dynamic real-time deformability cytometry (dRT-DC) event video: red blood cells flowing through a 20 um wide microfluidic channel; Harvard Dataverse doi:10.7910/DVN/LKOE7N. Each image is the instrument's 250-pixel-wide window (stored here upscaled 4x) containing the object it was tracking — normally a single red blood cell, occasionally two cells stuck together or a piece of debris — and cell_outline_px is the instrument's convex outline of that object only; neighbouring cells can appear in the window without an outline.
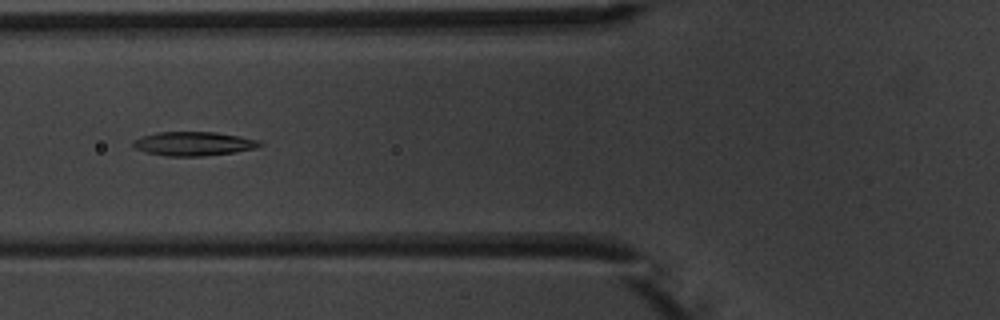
{"species": "common noctule bat (a hibernating species)", "species_latin": "Nyctalus noctula", "temperature_condition": "warm", "stored_images_in_passage": 8, "camera_frame_rate_fps": 3000, "um_per_image_px": 0.085, "animal": {"sex": "male", "body_mass_g": 20.1, "forearm_length_mm": 53.5}, "frame": {"image": 1, "passage_image": 6, "time_ms": 5.667, "image_size_px": [1000, 320], "cell_outline_px": [[264, 144], [256, 148], [236, 152], [200, 156], [168, 156], [144, 152], [132, 148], [132, 144], [140, 136], [156, 132], [216, 132], [240, 136], [260, 140]], "centroid_in_image_um": [16.45, 12.21], "position_along_channel_um": 109.3, "area_um2": 17.86}}
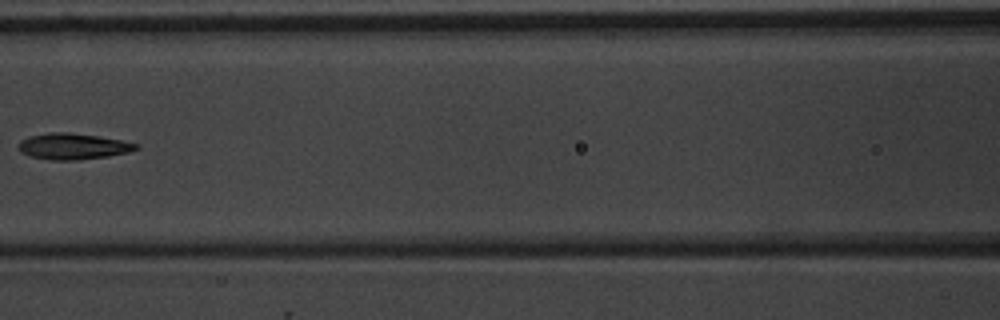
{"frame": {"image": 2, "passage_image": 7, "time_ms": 7.0, "image_size_px": [1000, 320], "cell_outline_px": [[140, 148], [128, 152], [108, 156], [80, 160], [52, 160], [32, 156], [20, 152], [16, 148], [20, 140], [28, 136], [52, 132], [68, 132], [96, 136], [120, 140], [140, 144]], "centroid_in_image_um": [6.18, 12.44], "position_along_channel_um": 160.4, "area_um2": 17.92}}
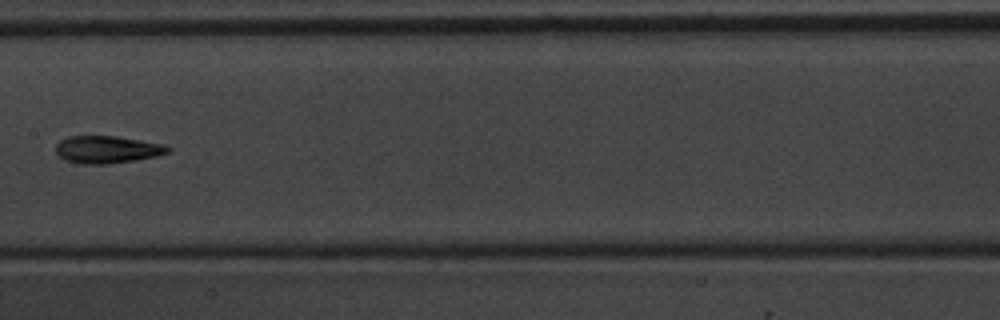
{"frame": {"image": 3, "passage_image": 8, "time_ms": 8.0, "image_size_px": [1000, 320], "cell_outline_px": [[172, 148], [168, 152], [156, 156], [136, 160], [108, 164], [80, 164], [64, 160], [56, 156], [56, 144], [60, 140], [68, 136], [116, 136], [164, 144]], "centroid_in_image_um": [9.07, 12.71], "position_along_channel_um": 198.3, "area_um2": 18.09}}